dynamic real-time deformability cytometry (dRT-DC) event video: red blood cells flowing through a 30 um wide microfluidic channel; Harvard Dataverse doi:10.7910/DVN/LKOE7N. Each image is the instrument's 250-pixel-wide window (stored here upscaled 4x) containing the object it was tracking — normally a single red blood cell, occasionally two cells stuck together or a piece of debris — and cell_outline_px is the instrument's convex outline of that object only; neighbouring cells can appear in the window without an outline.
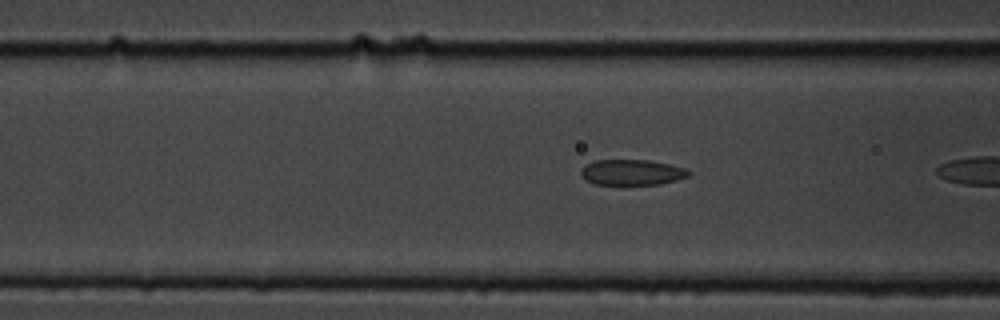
{"species": "common noctule bat (a hibernating species)", "species_latin": "Nyctalus noctula", "temperature_condition": "cold", "stored_images_in_passage": 5, "camera_frame_rate_fps": 3000, "um_per_image_px": 0.085, "animal": {"sex": "male", "body_mass_g": 19.5, "forearm_length_mm": 54.6}, "frame": {"image": 1, "passage_image": 3, "time_ms": 0.667, "image_size_px": [1000, 320], "cell_outline_px": [[692, 172], [688, 176], [676, 180], [660, 184], [596, 184], [580, 176], [580, 168], [584, 164], [596, 160], [648, 160], [668, 164], [684, 168]], "centroid_in_image_um": [53.67, 14.64], "position_along_channel_um": 112.9, "area_um2": 16.01}}